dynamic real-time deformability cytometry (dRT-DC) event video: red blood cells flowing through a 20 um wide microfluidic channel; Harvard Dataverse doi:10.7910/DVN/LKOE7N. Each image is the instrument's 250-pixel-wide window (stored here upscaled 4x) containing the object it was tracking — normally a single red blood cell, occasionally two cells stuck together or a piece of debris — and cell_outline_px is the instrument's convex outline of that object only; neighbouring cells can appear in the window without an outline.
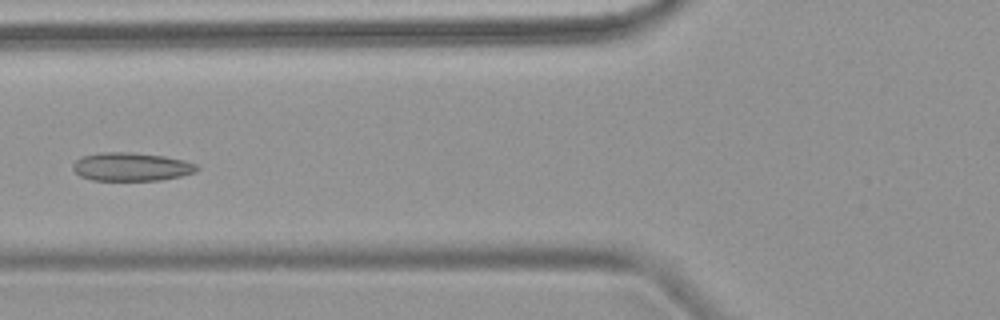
{"species": "common noctule bat (a hibernating species)", "species_latin": "Nyctalus noctula", "temperature_condition": "warm", "stored_images_in_passage": 5, "camera_frame_rate_fps": 3000, "um_per_image_px": 0.085, "animal": {"sex": "female", "body_mass_g": 18.4}, "frame": {"image": 1, "passage_image": 5, "time_ms": 4.667, "image_size_px": [1000, 320], "cell_outline_px": [[200, 168], [196, 172], [180, 176], [160, 180], [92, 180], [80, 176], [72, 168], [72, 164], [76, 160], [84, 156], [100, 152], [132, 152], [164, 156], [184, 160], [196, 164]], "centroid_in_image_um": [11.17, 14.17], "position_along_channel_um": 114.6, "area_um2": 20.52}}